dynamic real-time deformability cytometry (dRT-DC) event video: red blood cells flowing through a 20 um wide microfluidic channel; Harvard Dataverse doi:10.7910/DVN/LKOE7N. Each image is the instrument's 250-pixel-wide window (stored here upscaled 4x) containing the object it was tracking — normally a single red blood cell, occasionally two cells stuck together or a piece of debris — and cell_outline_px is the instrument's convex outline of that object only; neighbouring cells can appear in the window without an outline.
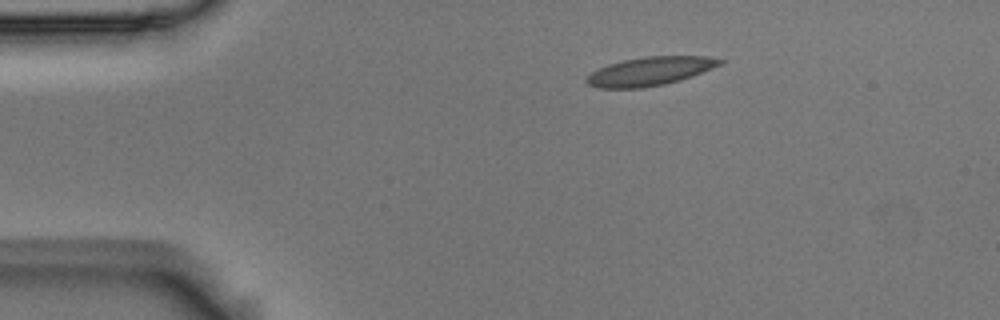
{"species": "Egyptian fruit bat (a non-hibernating species)", "species_latin": "Rousettus aegyptiacus", "temperature_condition": "room temperature", "stored_images_in_passage": 46, "camera_frame_rate_fps": 3000, "um_per_image_px": 0.085, "animal": {"sex": "male"}, "frame": {"image": 1, "passage_image": 1, "time_ms": 0.0, "image_size_px": [1000, 320], "cell_outline_px": [[724, 60], [720, 64], [712, 68], [692, 76], [680, 80], [664, 84], [640, 88], [600, 88], [588, 84], [584, 80], [592, 72], [608, 64], [624, 60], [644, 56], [704, 56]], "centroid_in_image_um": [55.23, 6.05], "position_along_channel_um": 29.8, "area_um2": 21.96}}
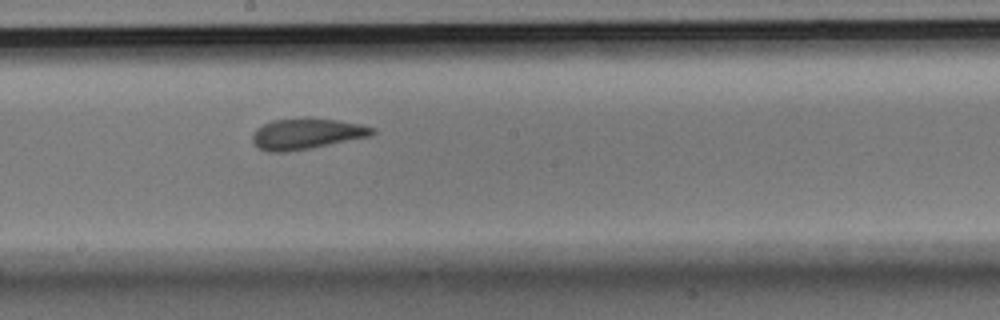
{"frame": {"image": 2, "passage_image": 21, "time_ms": 6.667, "image_size_px": [1000, 320], "cell_outline_px": [[376, 132], [372, 136], [308, 148], [284, 152], [268, 152], [260, 148], [252, 140], [252, 136], [256, 128], [272, 120], [304, 116], [308, 116], [336, 120], [360, 124], [376, 128]], "centroid_in_image_um": [26.07, 11.34], "position_along_channel_um": 222.1, "area_um2": 21.73}}
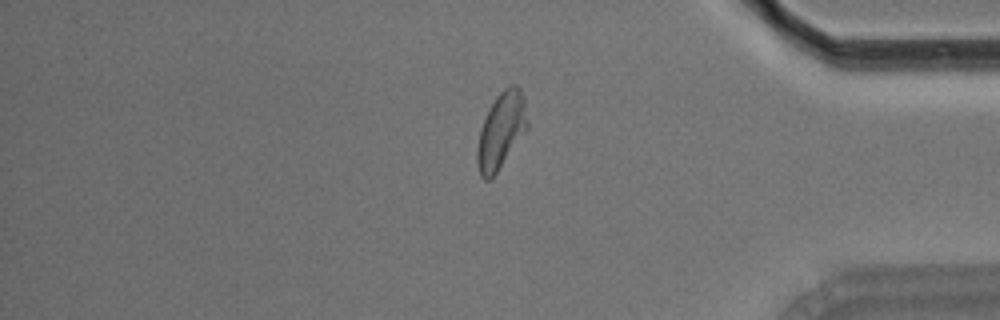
{"frame": {"image": 3, "passage_image": 37, "time_ms": 12.0, "image_size_px": [1000, 320], "cell_outline_px": [[528, 128], [496, 172], [488, 180], [484, 180], [480, 176], [476, 160], [476, 148], [480, 128], [496, 96], [508, 84], [516, 84], [520, 88], [524, 96], [528, 124]], "centroid_in_image_um": [42.59, 11.07], "position_along_channel_um": 392.6, "area_um2": 22.14}, "authors_computed_cell_mechanics": {"area_um2": 21.5883, "velocity_mm_per_s": 3.6634, "shape_relaxation_time_tau1_ms": 6.1598, "shape_relaxation_time_tau2_ms": 0.8911, "deformation_change_tau1": 0.1788, "deformation_change_tau2": 0.0744}}